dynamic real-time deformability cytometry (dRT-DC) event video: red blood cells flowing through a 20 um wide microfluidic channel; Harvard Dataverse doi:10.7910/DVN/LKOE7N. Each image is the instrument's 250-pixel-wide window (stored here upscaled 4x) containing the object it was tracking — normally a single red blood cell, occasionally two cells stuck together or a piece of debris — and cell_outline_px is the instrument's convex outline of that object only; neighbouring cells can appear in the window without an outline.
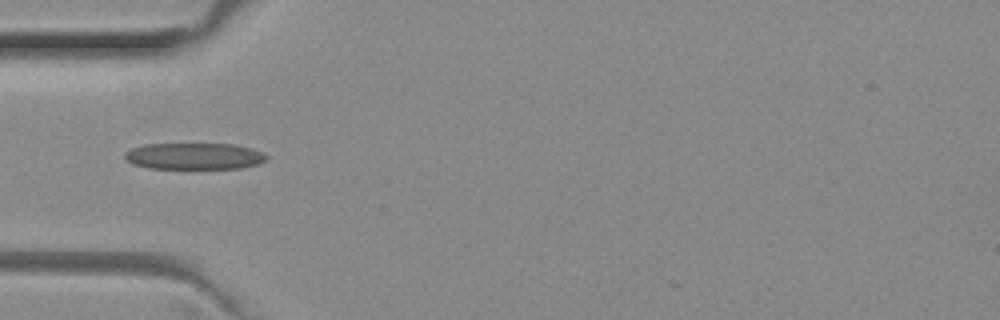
{"species": "common noctule bat (a hibernating species)", "species_latin": "Nyctalus noctula", "temperature_condition": "room temperature", "stored_images_in_passage": 36, "camera_frame_rate_fps": 3000, "um_per_image_px": 0.085, "animal": {"sex": "female", "body_mass_g": 29.2, "forearm_length_mm": 56.3}, "frame": {"image": 1, "passage_image": 1, "time_ms": 0.0, "image_size_px": [1000, 320], "cell_outline_px": [[268, 160], [256, 164], [240, 168], [148, 168], [132, 164], [124, 156], [124, 152], [132, 148], [144, 144], [232, 144], [252, 148], [264, 152], [268, 156]], "centroid_in_image_um": [16.52, 13.27], "position_along_channel_um": 68.5, "area_um2": 21.91}}
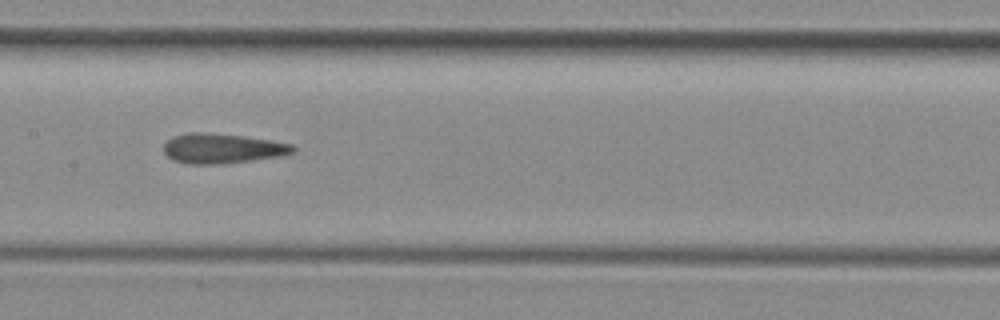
{"frame": {"image": 2, "passage_image": 10, "time_ms": 3.0, "image_size_px": [1000, 320], "cell_outline_px": [[296, 152], [280, 156], [224, 164], [188, 164], [172, 160], [164, 152], [164, 144], [172, 136], [188, 132], [204, 132], [244, 136], [272, 140], [292, 144], [296, 148]], "centroid_in_image_um": [18.9, 12.61], "position_along_channel_um": 188.5, "area_um2": 22.72}}
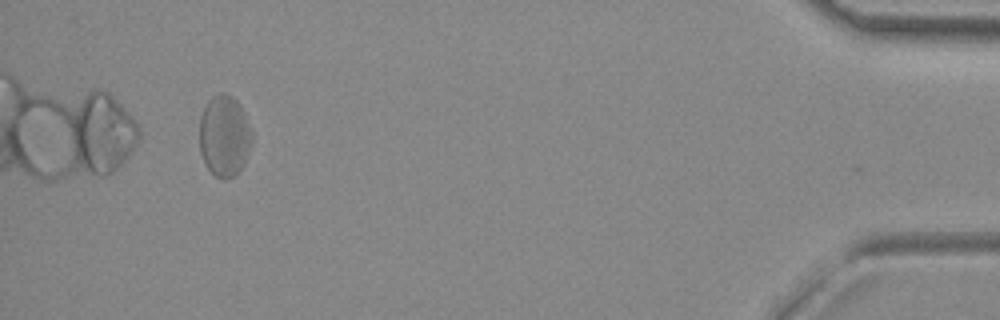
{"frame": {"image": 3, "passage_image": 33, "time_ms": 10.667, "image_size_px": [1000, 320], "cell_outline_px": [[252, 144], [244, 164], [232, 176], [224, 180], [216, 176], [204, 164], [200, 152], [200, 116], [204, 104], [212, 96], [220, 92], [224, 92], [232, 96], [236, 100], [240, 108], [252, 136]], "centroid_in_image_um": [19.03, 11.55], "position_along_channel_um": 416.2, "area_um2": 24.62}, "authors_computed_cell_mechanics": {"area_um2": 22.7732, "velocity_mm_per_s": 3.9807, "shape_relaxation_time_tau1_ms": null, "shape_relaxation_time_tau2_ms": 3.096, "deformation_change_tau1": null, "deformation_change_tau2": 0.115}}